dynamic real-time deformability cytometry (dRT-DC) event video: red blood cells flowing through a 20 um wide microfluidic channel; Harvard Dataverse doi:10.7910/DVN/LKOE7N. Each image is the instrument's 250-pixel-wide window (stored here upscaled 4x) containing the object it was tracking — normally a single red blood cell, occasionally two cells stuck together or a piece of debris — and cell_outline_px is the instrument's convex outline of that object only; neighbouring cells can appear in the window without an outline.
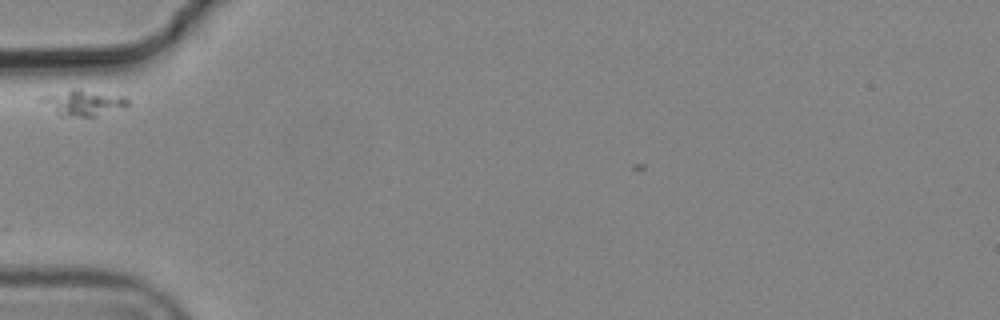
{"species": "common noctule bat (a hibernating species)", "species_latin": "Nyctalus noctula", "temperature_condition": "cold", "stored_images_in_passage": 4, "camera_frame_rate_fps": 3000, "um_per_image_px": 0.085, "animal": {"sex": "male", "body_mass_g": 19.2, "forearm_length_mm": 51.8}, "frame": {"image": 1, "passage_image": 1, "time_ms": 0.0, "image_size_px": [1000, 320], "cell_outline_px": [[128, 104], [124, 108], [96, 116], [64, 116], [56, 112], [40, 100], [40, 96], [72, 88], [80, 88], [124, 96], [128, 100]], "centroid_in_image_um": [7.11, 8.7], "position_along_channel_um": 77.9, "area_um2": 12.95}}
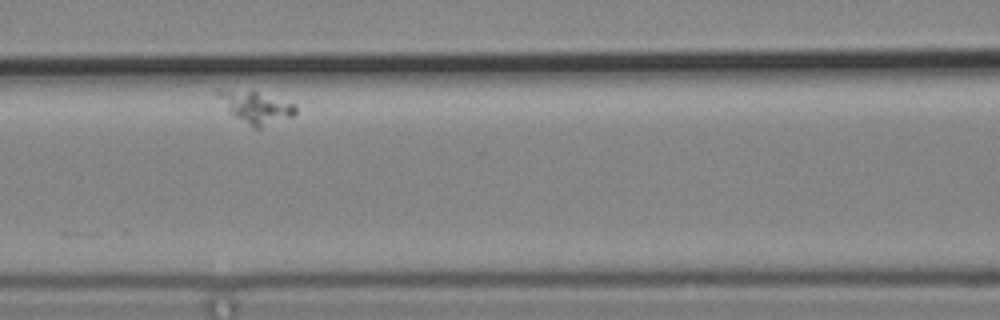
{"frame": {"image": 2, "passage_image": 3, "time_ms": 0.667, "image_size_px": [1000, 320], "cell_outline_px": [[296, 112], [292, 116], [260, 128], [256, 128], [228, 112], [216, 92], [256, 92], [296, 104]], "centroid_in_image_um": [21.83, 9.16], "position_along_channel_um": 144.8, "area_um2": 13.41}}